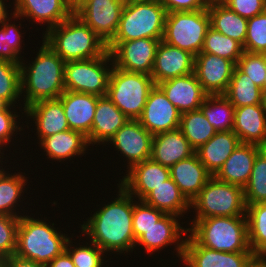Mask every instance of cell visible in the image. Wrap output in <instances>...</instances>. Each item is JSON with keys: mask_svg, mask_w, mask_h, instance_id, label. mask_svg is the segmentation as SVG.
Here are the masks:
<instances>
[{"mask_svg": "<svg viewBox=\"0 0 266 267\" xmlns=\"http://www.w3.org/2000/svg\"><path fill=\"white\" fill-rule=\"evenodd\" d=\"M209 27L210 15L207 8L197 11L170 12L166 14L162 41L196 56L203 48Z\"/></svg>", "mask_w": 266, "mask_h": 267, "instance_id": "9c48e42d", "label": "cell"}, {"mask_svg": "<svg viewBox=\"0 0 266 267\" xmlns=\"http://www.w3.org/2000/svg\"><path fill=\"white\" fill-rule=\"evenodd\" d=\"M47 267H75L70 255L64 251L61 255L56 256L51 262L47 264Z\"/></svg>", "mask_w": 266, "mask_h": 267, "instance_id": "816d5d0a", "label": "cell"}, {"mask_svg": "<svg viewBox=\"0 0 266 267\" xmlns=\"http://www.w3.org/2000/svg\"><path fill=\"white\" fill-rule=\"evenodd\" d=\"M42 42L35 60L28 65L23 61L20 64L21 94L25 92L24 110L40 100L58 99L65 91L66 62L45 41Z\"/></svg>", "mask_w": 266, "mask_h": 267, "instance_id": "7a4b0ae2", "label": "cell"}, {"mask_svg": "<svg viewBox=\"0 0 266 267\" xmlns=\"http://www.w3.org/2000/svg\"><path fill=\"white\" fill-rule=\"evenodd\" d=\"M194 153L195 150L179 128L153 135L150 158L165 167L171 168Z\"/></svg>", "mask_w": 266, "mask_h": 267, "instance_id": "83f0119b", "label": "cell"}, {"mask_svg": "<svg viewBox=\"0 0 266 267\" xmlns=\"http://www.w3.org/2000/svg\"><path fill=\"white\" fill-rule=\"evenodd\" d=\"M125 0H87L74 14L108 44L115 36Z\"/></svg>", "mask_w": 266, "mask_h": 267, "instance_id": "7c38bea8", "label": "cell"}, {"mask_svg": "<svg viewBox=\"0 0 266 267\" xmlns=\"http://www.w3.org/2000/svg\"><path fill=\"white\" fill-rule=\"evenodd\" d=\"M262 104H263L264 109L266 111V94L263 96Z\"/></svg>", "mask_w": 266, "mask_h": 267, "instance_id": "680465c9", "label": "cell"}, {"mask_svg": "<svg viewBox=\"0 0 266 267\" xmlns=\"http://www.w3.org/2000/svg\"><path fill=\"white\" fill-rule=\"evenodd\" d=\"M209 3L222 2L223 0H206Z\"/></svg>", "mask_w": 266, "mask_h": 267, "instance_id": "94428289", "label": "cell"}, {"mask_svg": "<svg viewBox=\"0 0 266 267\" xmlns=\"http://www.w3.org/2000/svg\"><path fill=\"white\" fill-rule=\"evenodd\" d=\"M246 267H266V257L264 255H253Z\"/></svg>", "mask_w": 266, "mask_h": 267, "instance_id": "f5cc1de1", "label": "cell"}, {"mask_svg": "<svg viewBox=\"0 0 266 267\" xmlns=\"http://www.w3.org/2000/svg\"><path fill=\"white\" fill-rule=\"evenodd\" d=\"M243 51V46L239 42L223 35L210 26L206 32L200 53H211L231 60L236 65Z\"/></svg>", "mask_w": 266, "mask_h": 267, "instance_id": "74e56055", "label": "cell"}, {"mask_svg": "<svg viewBox=\"0 0 266 267\" xmlns=\"http://www.w3.org/2000/svg\"><path fill=\"white\" fill-rule=\"evenodd\" d=\"M155 85L151 75L113 66L106 96L129 120H138Z\"/></svg>", "mask_w": 266, "mask_h": 267, "instance_id": "52a82bcc", "label": "cell"}, {"mask_svg": "<svg viewBox=\"0 0 266 267\" xmlns=\"http://www.w3.org/2000/svg\"><path fill=\"white\" fill-rule=\"evenodd\" d=\"M200 109L216 132L233 131L235 107L224 94L207 95Z\"/></svg>", "mask_w": 266, "mask_h": 267, "instance_id": "836d02e7", "label": "cell"}, {"mask_svg": "<svg viewBox=\"0 0 266 267\" xmlns=\"http://www.w3.org/2000/svg\"><path fill=\"white\" fill-rule=\"evenodd\" d=\"M27 181L20 172L12 175L7 172L0 179V214L21 217L20 214H17L15 207L20 202L23 190H26L23 188L27 185Z\"/></svg>", "mask_w": 266, "mask_h": 267, "instance_id": "8d00e7d4", "label": "cell"}, {"mask_svg": "<svg viewBox=\"0 0 266 267\" xmlns=\"http://www.w3.org/2000/svg\"><path fill=\"white\" fill-rule=\"evenodd\" d=\"M52 225V226H51ZM54 223L22 215L17 228L15 256L47 265L66 248L68 235L58 233Z\"/></svg>", "mask_w": 266, "mask_h": 267, "instance_id": "277c9868", "label": "cell"}, {"mask_svg": "<svg viewBox=\"0 0 266 267\" xmlns=\"http://www.w3.org/2000/svg\"><path fill=\"white\" fill-rule=\"evenodd\" d=\"M243 50L266 53V11L248 19Z\"/></svg>", "mask_w": 266, "mask_h": 267, "instance_id": "7bdbcfd3", "label": "cell"}, {"mask_svg": "<svg viewBox=\"0 0 266 267\" xmlns=\"http://www.w3.org/2000/svg\"><path fill=\"white\" fill-rule=\"evenodd\" d=\"M248 240L254 255L266 253V202L247 205Z\"/></svg>", "mask_w": 266, "mask_h": 267, "instance_id": "d590c367", "label": "cell"}, {"mask_svg": "<svg viewBox=\"0 0 266 267\" xmlns=\"http://www.w3.org/2000/svg\"><path fill=\"white\" fill-rule=\"evenodd\" d=\"M98 97L69 90H65L59 96L69 129L79 131L86 137L91 133Z\"/></svg>", "mask_w": 266, "mask_h": 267, "instance_id": "7402d4cb", "label": "cell"}, {"mask_svg": "<svg viewBox=\"0 0 266 267\" xmlns=\"http://www.w3.org/2000/svg\"><path fill=\"white\" fill-rule=\"evenodd\" d=\"M2 267H47V265L25 260L15 255L0 260Z\"/></svg>", "mask_w": 266, "mask_h": 267, "instance_id": "f907efd6", "label": "cell"}, {"mask_svg": "<svg viewBox=\"0 0 266 267\" xmlns=\"http://www.w3.org/2000/svg\"><path fill=\"white\" fill-rule=\"evenodd\" d=\"M236 66L262 88L266 78V53H251L243 51Z\"/></svg>", "mask_w": 266, "mask_h": 267, "instance_id": "f6af8a7d", "label": "cell"}, {"mask_svg": "<svg viewBox=\"0 0 266 267\" xmlns=\"http://www.w3.org/2000/svg\"><path fill=\"white\" fill-rule=\"evenodd\" d=\"M165 7L158 0H128L125 2L118 30L110 42H126L140 38L162 40Z\"/></svg>", "mask_w": 266, "mask_h": 267, "instance_id": "8992f818", "label": "cell"}, {"mask_svg": "<svg viewBox=\"0 0 266 267\" xmlns=\"http://www.w3.org/2000/svg\"><path fill=\"white\" fill-rule=\"evenodd\" d=\"M19 218L0 214V260L15 254Z\"/></svg>", "mask_w": 266, "mask_h": 267, "instance_id": "bcb514c9", "label": "cell"}, {"mask_svg": "<svg viewBox=\"0 0 266 267\" xmlns=\"http://www.w3.org/2000/svg\"><path fill=\"white\" fill-rule=\"evenodd\" d=\"M6 3L4 2V0H0V26L1 24L7 19L9 18V13H7V6H5Z\"/></svg>", "mask_w": 266, "mask_h": 267, "instance_id": "db71d44e", "label": "cell"}, {"mask_svg": "<svg viewBox=\"0 0 266 267\" xmlns=\"http://www.w3.org/2000/svg\"><path fill=\"white\" fill-rule=\"evenodd\" d=\"M160 40L140 38L126 42H109L113 66L129 72L151 75Z\"/></svg>", "mask_w": 266, "mask_h": 267, "instance_id": "8fae6325", "label": "cell"}, {"mask_svg": "<svg viewBox=\"0 0 266 267\" xmlns=\"http://www.w3.org/2000/svg\"><path fill=\"white\" fill-rule=\"evenodd\" d=\"M191 224L189 235L200 246L221 252L253 253L246 216L207 217L192 220Z\"/></svg>", "mask_w": 266, "mask_h": 267, "instance_id": "5b68a950", "label": "cell"}, {"mask_svg": "<svg viewBox=\"0 0 266 267\" xmlns=\"http://www.w3.org/2000/svg\"><path fill=\"white\" fill-rule=\"evenodd\" d=\"M261 149L258 145L240 143L214 177L219 181L244 188L249 181L257 153Z\"/></svg>", "mask_w": 266, "mask_h": 267, "instance_id": "d4e9b609", "label": "cell"}, {"mask_svg": "<svg viewBox=\"0 0 266 267\" xmlns=\"http://www.w3.org/2000/svg\"><path fill=\"white\" fill-rule=\"evenodd\" d=\"M195 56L190 52L160 41L157 46L151 77L157 85L165 80L194 72Z\"/></svg>", "mask_w": 266, "mask_h": 267, "instance_id": "ac0fdd59", "label": "cell"}, {"mask_svg": "<svg viewBox=\"0 0 266 267\" xmlns=\"http://www.w3.org/2000/svg\"><path fill=\"white\" fill-rule=\"evenodd\" d=\"M11 17L6 19L0 26V60H7L16 64H21V24L15 25V22L11 24L8 21ZM19 55V56H18Z\"/></svg>", "mask_w": 266, "mask_h": 267, "instance_id": "60d3db41", "label": "cell"}, {"mask_svg": "<svg viewBox=\"0 0 266 267\" xmlns=\"http://www.w3.org/2000/svg\"><path fill=\"white\" fill-rule=\"evenodd\" d=\"M112 67L113 60L108 50L100 57L66 62L64 67L65 90L105 96Z\"/></svg>", "mask_w": 266, "mask_h": 267, "instance_id": "30bf717a", "label": "cell"}, {"mask_svg": "<svg viewBox=\"0 0 266 267\" xmlns=\"http://www.w3.org/2000/svg\"><path fill=\"white\" fill-rule=\"evenodd\" d=\"M12 18L27 17L34 22L47 23L46 31L68 19L74 12L68 0H14Z\"/></svg>", "mask_w": 266, "mask_h": 267, "instance_id": "ffe728a7", "label": "cell"}, {"mask_svg": "<svg viewBox=\"0 0 266 267\" xmlns=\"http://www.w3.org/2000/svg\"><path fill=\"white\" fill-rule=\"evenodd\" d=\"M179 218L177 215L166 213L136 241V246H142L148 253H152L168 247L169 244L175 243L176 245L177 243L175 249L177 251V257H180L181 260L186 240V237L184 238L182 235L188 232V228L184 229L181 227L180 222H178ZM181 238L182 240H180Z\"/></svg>", "mask_w": 266, "mask_h": 267, "instance_id": "2e32d148", "label": "cell"}, {"mask_svg": "<svg viewBox=\"0 0 266 267\" xmlns=\"http://www.w3.org/2000/svg\"><path fill=\"white\" fill-rule=\"evenodd\" d=\"M118 197L99 208L81 225L82 233L104 252L128 253L136 247L133 232L134 197L120 184ZM125 251V252H124Z\"/></svg>", "mask_w": 266, "mask_h": 267, "instance_id": "6da1fadb", "label": "cell"}, {"mask_svg": "<svg viewBox=\"0 0 266 267\" xmlns=\"http://www.w3.org/2000/svg\"><path fill=\"white\" fill-rule=\"evenodd\" d=\"M222 3L246 19L265 11V0H223Z\"/></svg>", "mask_w": 266, "mask_h": 267, "instance_id": "c3c4849f", "label": "cell"}, {"mask_svg": "<svg viewBox=\"0 0 266 267\" xmlns=\"http://www.w3.org/2000/svg\"><path fill=\"white\" fill-rule=\"evenodd\" d=\"M182 263L186 267H246L253 253L221 252L200 246L187 233Z\"/></svg>", "mask_w": 266, "mask_h": 267, "instance_id": "d6986e66", "label": "cell"}, {"mask_svg": "<svg viewBox=\"0 0 266 267\" xmlns=\"http://www.w3.org/2000/svg\"><path fill=\"white\" fill-rule=\"evenodd\" d=\"M241 143L233 131H221L200 146L195 153L207 171L214 176Z\"/></svg>", "mask_w": 266, "mask_h": 267, "instance_id": "f1b7e54d", "label": "cell"}, {"mask_svg": "<svg viewBox=\"0 0 266 267\" xmlns=\"http://www.w3.org/2000/svg\"><path fill=\"white\" fill-rule=\"evenodd\" d=\"M7 104L2 100L0 99V109L5 107Z\"/></svg>", "mask_w": 266, "mask_h": 267, "instance_id": "91938a15", "label": "cell"}, {"mask_svg": "<svg viewBox=\"0 0 266 267\" xmlns=\"http://www.w3.org/2000/svg\"><path fill=\"white\" fill-rule=\"evenodd\" d=\"M129 119L105 95L99 96L92 122L91 133L87 136L89 145L105 144Z\"/></svg>", "mask_w": 266, "mask_h": 267, "instance_id": "484cf974", "label": "cell"}, {"mask_svg": "<svg viewBox=\"0 0 266 267\" xmlns=\"http://www.w3.org/2000/svg\"><path fill=\"white\" fill-rule=\"evenodd\" d=\"M27 117L33 119L37 137L41 141L44 137L69 130L67 118L59 99L37 101L23 110Z\"/></svg>", "mask_w": 266, "mask_h": 267, "instance_id": "cb8c5ba5", "label": "cell"}, {"mask_svg": "<svg viewBox=\"0 0 266 267\" xmlns=\"http://www.w3.org/2000/svg\"><path fill=\"white\" fill-rule=\"evenodd\" d=\"M152 140L153 135L138 120H128L108 142L125 156L129 170L151 157Z\"/></svg>", "mask_w": 266, "mask_h": 267, "instance_id": "4fadbf2b", "label": "cell"}, {"mask_svg": "<svg viewBox=\"0 0 266 267\" xmlns=\"http://www.w3.org/2000/svg\"><path fill=\"white\" fill-rule=\"evenodd\" d=\"M21 95L20 65L0 60V99L15 106Z\"/></svg>", "mask_w": 266, "mask_h": 267, "instance_id": "ab89813d", "label": "cell"}, {"mask_svg": "<svg viewBox=\"0 0 266 267\" xmlns=\"http://www.w3.org/2000/svg\"><path fill=\"white\" fill-rule=\"evenodd\" d=\"M224 96L236 107L262 104L263 96L259 88L248 75L237 66L234 67L232 78Z\"/></svg>", "mask_w": 266, "mask_h": 267, "instance_id": "d6a6232c", "label": "cell"}, {"mask_svg": "<svg viewBox=\"0 0 266 267\" xmlns=\"http://www.w3.org/2000/svg\"><path fill=\"white\" fill-rule=\"evenodd\" d=\"M243 190L246 205L266 202V148L257 153L249 181Z\"/></svg>", "mask_w": 266, "mask_h": 267, "instance_id": "f35d334b", "label": "cell"}, {"mask_svg": "<svg viewBox=\"0 0 266 267\" xmlns=\"http://www.w3.org/2000/svg\"><path fill=\"white\" fill-rule=\"evenodd\" d=\"M207 10L213 29L244 46L248 19L238 15L222 2L209 3Z\"/></svg>", "mask_w": 266, "mask_h": 267, "instance_id": "4dcf8cb0", "label": "cell"}, {"mask_svg": "<svg viewBox=\"0 0 266 267\" xmlns=\"http://www.w3.org/2000/svg\"><path fill=\"white\" fill-rule=\"evenodd\" d=\"M236 65L211 53H199L194 59V74L208 95L224 94Z\"/></svg>", "mask_w": 266, "mask_h": 267, "instance_id": "9a60e30c", "label": "cell"}, {"mask_svg": "<svg viewBox=\"0 0 266 267\" xmlns=\"http://www.w3.org/2000/svg\"><path fill=\"white\" fill-rule=\"evenodd\" d=\"M179 129L194 150H197L216 134V130L201 109L181 114Z\"/></svg>", "mask_w": 266, "mask_h": 267, "instance_id": "e575fe53", "label": "cell"}, {"mask_svg": "<svg viewBox=\"0 0 266 267\" xmlns=\"http://www.w3.org/2000/svg\"><path fill=\"white\" fill-rule=\"evenodd\" d=\"M87 0H68L70 8L75 12Z\"/></svg>", "mask_w": 266, "mask_h": 267, "instance_id": "11a10c76", "label": "cell"}, {"mask_svg": "<svg viewBox=\"0 0 266 267\" xmlns=\"http://www.w3.org/2000/svg\"><path fill=\"white\" fill-rule=\"evenodd\" d=\"M71 241L69 238L65 251L70 255L75 267H102L103 264H106L105 259H103L105 258L103 257L105 252L93 242L91 244L87 243L86 246L79 244V247L73 248V242Z\"/></svg>", "mask_w": 266, "mask_h": 267, "instance_id": "b9f144b4", "label": "cell"}, {"mask_svg": "<svg viewBox=\"0 0 266 267\" xmlns=\"http://www.w3.org/2000/svg\"><path fill=\"white\" fill-rule=\"evenodd\" d=\"M181 113L167 99L164 92L155 85L150 91L142 115L138 119L140 124L152 135L172 131L180 126Z\"/></svg>", "mask_w": 266, "mask_h": 267, "instance_id": "5bb4252c", "label": "cell"}, {"mask_svg": "<svg viewBox=\"0 0 266 267\" xmlns=\"http://www.w3.org/2000/svg\"><path fill=\"white\" fill-rule=\"evenodd\" d=\"M142 201L165 213L179 217L191 208L190 202L180 192L179 187L171 177L152 190Z\"/></svg>", "mask_w": 266, "mask_h": 267, "instance_id": "1f68e13d", "label": "cell"}, {"mask_svg": "<svg viewBox=\"0 0 266 267\" xmlns=\"http://www.w3.org/2000/svg\"><path fill=\"white\" fill-rule=\"evenodd\" d=\"M12 107V105H6L0 109V153H2L1 150L4 145L10 144L9 142H11L12 135L14 136L15 131L17 133L24 130L22 126L19 127L17 125L16 118L19 116L16 114L17 112L11 110Z\"/></svg>", "mask_w": 266, "mask_h": 267, "instance_id": "7dc6e473", "label": "cell"}, {"mask_svg": "<svg viewBox=\"0 0 266 267\" xmlns=\"http://www.w3.org/2000/svg\"><path fill=\"white\" fill-rule=\"evenodd\" d=\"M127 172L119 184L139 201L171 177L170 168L151 158L133 165Z\"/></svg>", "mask_w": 266, "mask_h": 267, "instance_id": "e0dca14e", "label": "cell"}, {"mask_svg": "<svg viewBox=\"0 0 266 267\" xmlns=\"http://www.w3.org/2000/svg\"><path fill=\"white\" fill-rule=\"evenodd\" d=\"M167 13L187 12L206 9L208 2L206 0H158Z\"/></svg>", "mask_w": 266, "mask_h": 267, "instance_id": "681fc988", "label": "cell"}, {"mask_svg": "<svg viewBox=\"0 0 266 267\" xmlns=\"http://www.w3.org/2000/svg\"><path fill=\"white\" fill-rule=\"evenodd\" d=\"M170 175L190 203L212 177L196 153L175 163L170 168Z\"/></svg>", "mask_w": 266, "mask_h": 267, "instance_id": "4316f807", "label": "cell"}, {"mask_svg": "<svg viewBox=\"0 0 266 267\" xmlns=\"http://www.w3.org/2000/svg\"><path fill=\"white\" fill-rule=\"evenodd\" d=\"M198 220L207 217L246 216L244 190L240 186L219 181L212 176L190 203Z\"/></svg>", "mask_w": 266, "mask_h": 267, "instance_id": "ba28073f", "label": "cell"}, {"mask_svg": "<svg viewBox=\"0 0 266 267\" xmlns=\"http://www.w3.org/2000/svg\"><path fill=\"white\" fill-rule=\"evenodd\" d=\"M44 33L43 41L65 62L93 59L107 51V44L74 13Z\"/></svg>", "mask_w": 266, "mask_h": 267, "instance_id": "3957f363", "label": "cell"}, {"mask_svg": "<svg viewBox=\"0 0 266 267\" xmlns=\"http://www.w3.org/2000/svg\"><path fill=\"white\" fill-rule=\"evenodd\" d=\"M261 93H262V96H264L266 94V78H265L263 86L261 88Z\"/></svg>", "mask_w": 266, "mask_h": 267, "instance_id": "9f6ffc18", "label": "cell"}, {"mask_svg": "<svg viewBox=\"0 0 266 267\" xmlns=\"http://www.w3.org/2000/svg\"><path fill=\"white\" fill-rule=\"evenodd\" d=\"M134 203L133 209V232L135 241L146 233L153 224L158 222L166 213L162 210L156 209L150 205L145 204L140 200Z\"/></svg>", "mask_w": 266, "mask_h": 267, "instance_id": "ee69618b", "label": "cell"}, {"mask_svg": "<svg viewBox=\"0 0 266 267\" xmlns=\"http://www.w3.org/2000/svg\"><path fill=\"white\" fill-rule=\"evenodd\" d=\"M233 132L241 143L266 147V111L263 104L235 108Z\"/></svg>", "mask_w": 266, "mask_h": 267, "instance_id": "603a6c76", "label": "cell"}, {"mask_svg": "<svg viewBox=\"0 0 266 267\" xmlns=\"http://www.w3.org/2000/svg\"><path fill=\"white\" fill-rule=\"evenodd\" d=\"M3 161H1V159H0V163L3 165V163H2ZM2 168V169H1ZM7 172H5V170L3 169V167L2 166H0V179L6 174Z\"/></svg>", "mask_w": 266, "mask_h": 267, "instance_id": "6f0895ef", "label": "cell"}, {"mask_svg": "<svg viewBox=\"0 0 266 267\" xmlns=\"http://www.w3.org/2000/svg\"><path fill=\"white\" fill-rule=\"evenodd\" d=\"M157 86L181 114L200 109L207 93L193 73L165 80Z\"/></svg>", "mask_w": 266, "mask_h": 267, "instance_id": "44dd1931", "label": "cell"}, {"mask_svg": "<svg viewBox=\"0 0 266 267\" xmlns=\"http://www.w3.org/2000/svg\"><path fill=\"white\" fill-rule=\"evenodd\" d=\"M39 145L48 158L59 162L84 154L90 146L83 133L71 129L44 137Z\"/></svg>", "mask_w": 266, "mask_h": 267, "instance_id": "f546056e", "label": "cell"}]
</instances>
